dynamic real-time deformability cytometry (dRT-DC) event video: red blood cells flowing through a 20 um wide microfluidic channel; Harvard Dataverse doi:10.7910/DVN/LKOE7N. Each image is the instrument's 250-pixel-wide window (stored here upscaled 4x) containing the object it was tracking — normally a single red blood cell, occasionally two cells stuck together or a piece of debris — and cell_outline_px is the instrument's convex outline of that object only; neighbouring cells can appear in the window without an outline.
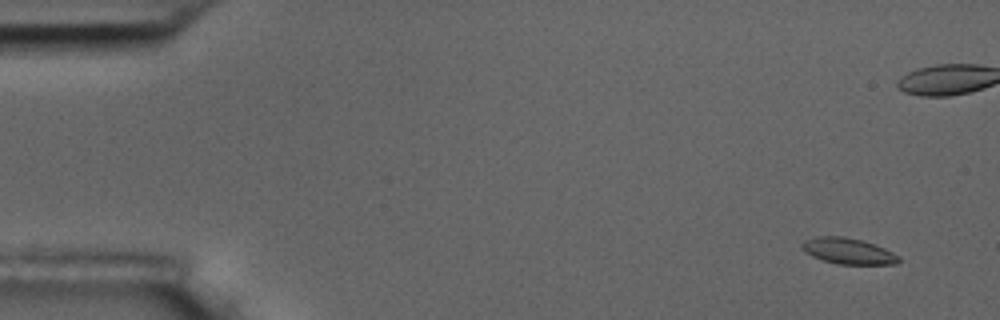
{"species": "common noctule bat (a hibernating species)", "species_latin": "Nyctalus noctula", "temperature_condition": "room temperature", "stored_images_in_passage": 12, "camera_frame_rate_fps": 3000, "um_per_image_px": 0.085, "animal": {"sex": "male", "body_mass_g": 17.5, "forearm_length_mm": 52.3}, "frame": {"image": 1, "passage_image": 1, "time_ms": 0.0, "image_size_px": [1000, 320], "cell_outline_px": [[900, 260], [896, 264], [836, 264], [812, 256], [804, 252], [800, 248], [800, 244], [804, 240], [816, 236], [844, 236], [864, 240], [884, 248], [900, 256]], "centroid_in_image_um": [72.06, 21.33], "position_along_channel_um": 12.9, "area_um2": 14.85}}